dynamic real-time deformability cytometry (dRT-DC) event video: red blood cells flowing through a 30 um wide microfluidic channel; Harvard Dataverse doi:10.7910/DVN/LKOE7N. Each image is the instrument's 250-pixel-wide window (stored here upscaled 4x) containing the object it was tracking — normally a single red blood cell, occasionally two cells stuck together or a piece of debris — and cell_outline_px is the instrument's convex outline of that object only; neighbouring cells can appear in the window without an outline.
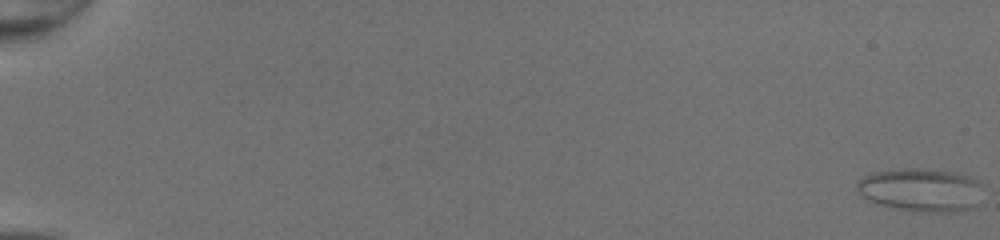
{"species": "common noctule bat (a hibernating species)", "species_latin": "Nyctalus noctula", "temperature_condition": "room temperature", "stored_images_in_passage": 52, "camera_frame_rate_fps": 3000, "um_per_image_px": 0.085, "animal": {"sex": "female", "body_mass_g": 20.0, "forearm_length_mm": 54.0}, "frame": {"image": 1, "passage_image": 1, "time_ms": 0.0, "image_size_px": [1000, 240], "cell_outline_px": [[980, 184], [976, 204], [972, 208], [960, 212], [908, 212], [876, 204], [868, 200], [856, 192], [856, 180], [872, 172], [900, 168], [928, 168], [956, 172], [968, 176], [976, 180]], "centroid_in_image_um": [78.19, 16.15], "position_along_channel_um": 6.8, "area_um2": 32.43}}
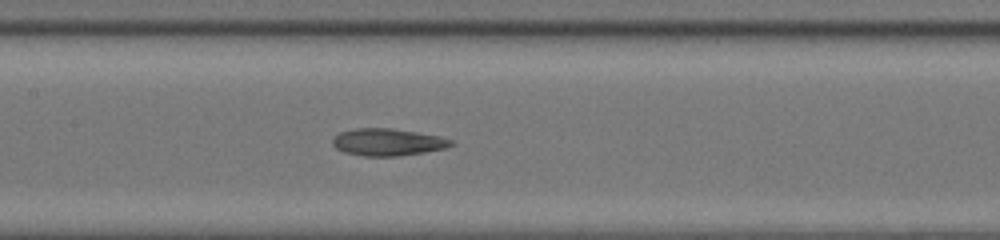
{"frame": {"image": 2, "passage_image": 28, "time_ms": 9.0, "image_size_px": [1000, 240], "cell_outline_px": [[456, 144], [444, 148], [424, 152], [400, 156], [364, 156], [344, 152], [336, 148], [332, 144], [332, 140], [340, 132], [356, 128], [392, 128], [440, 136], [452, 140]], "centroid_in_image_um": [32.96, 12.08], "position_along_channel_um": 174.4, "area_um2": 18.73}}
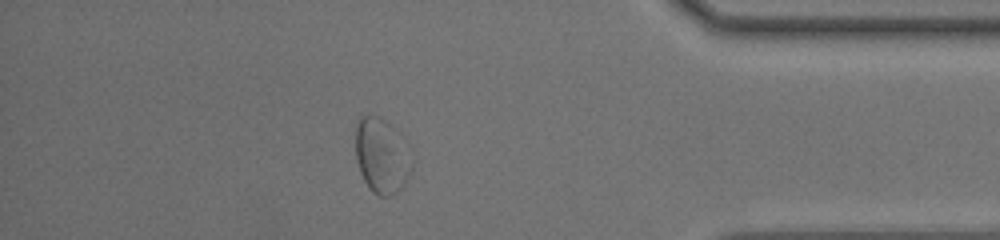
{"frame": {"image": 3, "passage_image": 46, "time_ms": 15.0, "image_size_px": [1000, 240], "cell_outline_px": [[412, 168], [404, 184], [396, 192], [388, 196], [380, 196], [372, 192], [368, 188], [360, 172], [356, 160], [356, 120], [360, 116], [368, 112], [380, 116], [412, 148]], "centroid_in_image_um": [32.44, 13.2], "position_along_channel_um": 402.8, "area_um2": 25.09}, "authors_computed_cell_mechanics": {"area_um2": 22.3975, "velocity_mm_per_s": 4.2441, "shape_relaxation_time_tau1_ms": null, "shape_relaxation_time_tau2_ms": 1.6618, "deformation_change_tau1": null, "deformation_change_tau2": 0.0908}}